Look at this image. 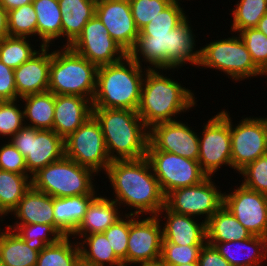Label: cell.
Wrapping results in <instances>:
<instances>
[{
  "instance_id": "12",
  "label": "cell",
  "mask_w": 267,
  "mask_h": 266,
  "mask_svg": "<svg viewBox=\"0 0 267 266\" xmlns=\"http://www.w3.org/2000/svg\"><path fill=\"white\" fill-rule=\"evenodd\" d=\"M146 157L165 196L174 189L196 185L207 177L198 160L160 150H147Z\"/></svg>"
},
{
  "instance_id": "10",
  "label": "cell",
  "mask_w": 267,
  "mask_h": 266,
  "mask_svg": "<svg viewBox=\"0 0 267 266\" xmlns=\"http://www.w3.org/2000/svg\"><path fill=\"white\" fill-rule=\"evenodd\" d=\"M9 141L25 157L31 176L64 156V140L53 130L24 126Z\"/></svg>"
},
{
  "instance_id": "7",
  "label": "cell",
  "mask_w": 267,
  "mask_h": 266,
  "mask_svg": "<svg viewBox=\"0 0 267 266\" xmlns=\"http://www.w3.org/2000/svg\"><path fill=\"white\" fill-rule=\"evenodd\" d=\"M96 173L63 156L31 177L32 187L52 197L97 195L93 185Z\"/></svg>"
},
{
  "instance_id": "16",
  "label": "cell",
  "mask_w": 267,
  "mask_h": 266,
  "mask_svg": "<svg viewBox=\"0 0 267 266\" xmlns=\"http://www.w3.org/2000/svg\"><path fill=\"white\" fill-rule=\"evenodd\" d=\"M161 219L158 215H150L141 220L139 216L130 214L126 266L160 260L163 239Z\"/></svg>"
},
{
  "instance_id": "35",
  "label": "cell",
  "mask_w": 267,
  "mask_h": 266,
  "mask_svg": "<svg viewBox=\"0 0 267 266\" xmlns=\"http://www.w3.org/2000/svg\"><path fill=\"white\" fill-rule=\"evenodd\" d=\"M6 226L15 231V233L25 241L27 246L39 252L47 245L55 244L64 237L54 226L48 224Z\"/></svg>"
},
{
  "instance_id": "51",
  "label": "cell",
  "mask_w": 267,
  "mask_h": 266,
  "mask_svg": "<svg viewBox=\"0 0 267 266\" xmlns=\"http://www.w3.org/2000/svg\"><path fill=\"white\" fill-rule=\"evenodd\" d=\"M255 28L267 36V13L260 19Z\"/></svg>"
},
{
  "instance_id": "44",
  "label": "cell",
  "mask_w": 267,
  "mask_h": 266,
  "mask_svg": "<svg viewBox=\"0 0 267 266\" xmlns=\"http://www.w3.org/2000/svg\"><path fill=\"white\" fill-rule=\"evenodd\" d=\"M242 185L248 189L267 195V154L247 164L239 171Z\"/></svg>"
},
{
  "instance_id": "26",
  "label": "cell",
  "mask_w": 267,
  "mask_h": 266,
  "mask_svg": "<svg viewBox=\"0 0 267 266\" xmlns=\"http://www.w3.org/2000/svg\"><path fill=\"white\" fill-rule=\"evenodd\" d=\"M96 196L53 197L55 228L63 236H71L83 220L90 202Z\"/></svg>"
},
{
  "instance_id": "33",
  "label": "cell",
  "mask_w": 267,
  "mask_h": 266,
  "mask_svg": "<svg viewBox=\"0 0 267 266\" xmlns=\"http://www.w3.org/2000/svg\"><path fill=\"white\" fill-rule=\"evenodd\" d=\"M30 174H18L0 169V213L3 217L10 214L23 195L32 186Z\"/></svg>"
},
{
  "instance_id": "4",
  "label": "cell",
  "mask_w": 267,
  "mask_h": 266,
  "mask_svg": "<svg viewBox=\"0 0 267 266\" xmlns=\"http://www.w3.org/2000/svg\"><path fill=\"white\" fill-rule=\"evenodd\" d=\"M92 115L100 124L111 161L140 159L146 156L149 128L137 111L93 108Z\"/></svg>"
},
{
  "instance_id": "30",
  "label": "cell",
  "mask_w": 267,
  "mask_h": 266,
  "mask_svg": "<svg viewBox=\"0 0 267 266\" xmlns=\"http://www.w3.org/2000/svg\"><path fill=\"white\" fill-rule=\"evenodd\" d=\"M39 251L26 245L15 231L0 229V262L4 266H36Z\"/></svg>"
},
{
  "instance_id": "24",
  "label": "cell",
  "mask_w": 267,
  "mask_h": 266,
  "mask_svg": "<svg viewBox=\"0 0 267 266\" xmlns=\"http://www.w3.org/2000/svg\"><path fill=\"white\" fill-rule=\"evenodd\" d=\"M11 214L18 220L13 225L48 224L55 227L53 197L32 186Z\"/></svg>"
},
{
  "instance_id": "41",
  "label": "cell",
  "mask_w": 267,
  "mask_h": 266,
  "mask_svg": "<svg viewBox=\"0 0 267 266\" xmlns=\"http://www.w3.org/2000/svg\"><path fill=\"white\" fill-rule=\"evenodd\" d=\"M203 246H180L168 241H162L160 260L166 266L186 265L198 262Z\"/></svg>"
},
{
  "instance_id": "11",
  "label": "cell",
  "mask_w": 267,
  "mask_h": 266,
  "mask_svg": "<svg viewBox=\"0 0 267 266\" xmlns=\"http://www.w3.org/2000/svg\"><path fill=\"white\" fill-rule=\"evenodd\" d=\"M206 122L199 136L198 162L201 170L211 177L223 165L232 168L230 114L223 109Z\"/></svg>"
},
{
  "instance_id": "9",
  "label": "cell",
  "mask_w": 267,
  "mask_h": 266,
  "mask_svg": "<svg viewBox=\"0 0 267 266\" xmlns=\"http://www.w3.org/2000/svg\"><path fill=\"white\" fill-rule=\"evenodd\" d=\"M64 156L96 174L107 171L111 160L100 124L93 115L64 139Z\"/></svg>"
},
{
  "instance_id": "20",
  "label": "cell",
  "mask_w": 267,
  "mask_h": 266,
  "mask_svg": "<svg viewBox=\"0 0 267 266\" xmlns=\"http://www.w3.org/2000/svg\"><path fill=\"white\" fill-rule=\"evenodd\" d=\"M50 64L49 46H40L28 61L14 69L18 99L48 91Z\"/></svg>"
},
{
  "instance_id": "23",
  "label": "cell",
  "mask_w": 267,
  "mask_h": 266,
  "mask_svg": "<svg viewBox=\"0 0 267 266\" xmlns=\"http://www.w3.org/2000/svg\"><path fill=\"white\" fill-rule=\"evenodd\" d=\"M208 244L214 246L231 266H261L267 258V238L262 236L252 235L242 241Z\"/></svg>"
},
{
  "instance_id": "3",
  "label": "cell",
  "mask_w": 267,
  "mask_h": 266,
  "mask_svg": "<svg viewBox=\"0 0 267 266\" xmlns=\"http://www.w3.org/2000/svg\"><path fill=\"white\" fill-rule=\"evenodd\" d=\"M160 72L146 70L141 87L137 113L149 129L157 123L175 121L178 114L197 105L192 90Z\"/></svg>"
},
{
  "instance_id": "22",
  "label": "cell",
  "mask_w": 267,
  "mask_h": 266,
  "mask_svg": "<svg viewBox=\"0 0 267 266\" xmlns=\"http://www.w3.org/2000/svg\"><path fill=\"white\" fill-rule=\"evenodd\" d=\"M92 101L82 96L55 95L53 131L63 140L92 116Z\"/></svg>"
},
{
  "instance_id": "48",
  "label": "cell",
  "mask_w": 267,
  "mask_h": 266,
  "mask_svg": "<svg viewBox=\"0 0 267 266\" xmlns=\"http://www.w3.org/2000/svg\"><path fill=\"white\" fill-rule=\"evenodd\" d=\"M198 264L199 266H231L215 247L208 243L201 248Z\"/></svg>"
},
{
  "instance_id": "38",
  "label": "cell",
  "mask_w": 267,
  "mask_h": 266,
  "mask_svg": "<svg viewBox=\"0 0 267 266\" xmlns=\"http://www.w3.org/2000/svg\"><path fill=\"white\" fill-rule=\"evenodd\" d=\"M8 32L12 37L37 36V17L33 3L8 11Z\"/></svg>"
},
{
  "instance_id": "8",
  "label": "cell",
  "mask_w": 267,
  "mask_h": 266,
  "mask_svg": "<svg viewBox=\"0 0 267 266\" xmlns=\"http://www.w3.org/2000/svg\"><path fill=\"white\" fill-rule=\"evenodd\" d=\"M200 62L198 67L217 69L227 74L236 83L249 77L263 76L264 74L256 67L251 59L241 37H232L214 40L204 47H200Z\"/></svg>"
},
{
  "instance_id": "37",
  "label": "cell",
  "mask_w": 267,
  "mask_h": 266,
  "mask_svg": "<svg viewBox=\"0 0 267 266\" xmlns=\"http://www.w3.org/2000/svg\"><path fill=\"white\" fill-rule=\"evenodd\" d=\"M29 42L27 37H5L0 41V61L12 69L18 68L38 52Z\"/></svg>"
},
{
  "instance_id": "53",
  "label": "cell",
  "mask_w": 267,
  "mask_h": 266,
  "mask_svg": "<svg viewBox=\"0 0 267 266\" xmlns=\"http://www.w3.org/2000/svg\"><path fill=\"white\" fill-rule=\"evenodd\" d=\"M178 266H199L198 262H194V263H189L186 265H178Z\"/></svg>"
},
{
  "instance_id": "14",
  "label": "cell",
  "mask_w": 267,
  "mask_h": 266,
  "mask_svg": "<svg viewBox=\"0 0 267 266\" xmlns=\"http://www.w3.org/2000/svg\"><path fill=\"white\" fill-rule=\"evenodd\" d=\"M231 164L236 172L267 154V118L246 117L233 125L230 117Z\"/></svg>"
},
{
  "instance_id": "47",
  "label": "cell",
  "mask_w": 267,
  "mask_h": 266,
  "mask_svg": "<svg viewBox=\"0 0 267 266\" xmlns=\"http://www.w3.org/2000/svg\"><path fill=\"white\" fill-rule=\"evenodd\" d=\"M18 99L14 69L0 61V101Z\"/></svg>"
},
{
  "instance_id": "2",
  "label": "cell",
  "mask_w": 267,
  "mask_h": 266,
  "mask_svg": "<svg viewBox=\"0 0 267 266\" xmlns=\"http://www.w3.org/2000/svg\"><path fill=\"white\" fill-rule=\"evenodd\" d=\"M189 23L190 21L186 18L168 33L139 34L128 55L141 67L142 62L149 63L146 67L149 70L162 69L165 72L167 69L181 68L188 62L198 67L200 50L195 48V35Z\"/></svg>"
},
{
  "instance_id": "49",
  "label": "cell",
  "mask_w": 267,
  "mask_h": 266,
  "mask_svg": "<svg viewBox=\"0 0 267 266\" xmlns=\"http://www.w3.org/2000/svg\"><path fill=\"white\" fill-rule=\"evenodd\" d=\"M8 36V11L0 4V41Z\"/></svg>"
},
{
  "instance_id": "32",
  "label": "cell",
  "mask_w": 267,
  "mask_h": 266,
  "mask_svg": "<svg viewBox=\"0 0 267 266\" xmlns=\"http://www.w3.org/2000/svg\"><path fill=\"white\" fill-rule=\"evenodd\" d=\"M20 100L25 102L23 109L25 126L53 130L55 94L47 91L31 94L22 97Z\"/></svg>"
},
{
  "instance_id": "28",
  "label": "cell",
  "mask_w": 267,
  "mask_h": 266,
  "mask_svg": "<svg viewBox=\"0 0 267 266\" xmlns=\"http://www.w3.org/2000/svg\"><path fill=\"white\" fill-rule=\"evenodd\" d=\"M251 236L224 205L206 222V243L242 241Z\"/></svg>"
},
{
  "instance_id": "27",
  "label": "cell",
  "mask_w": 267,
  "mask_h": 266,
  "mask_svg": "<svg viewBox=\"0 0 267 266\" xmlns=\"http://www.w3.org/2000/svg\"><path fill=\"white\" fill-rule=\"evenodd\" d=\"M58 3L62 14V37L67 38L62 46H70L82 33L87 22L96 14L97 2L94 0H58Z\"/></svg>"
},
{
  "instance_id": "19",
  "label": "cell",
  "mask_w": 267,
  "mask_h": 266,
  "mask_svg": "<svg viewBox=\"0 0 267 266\" xmlns=\"http://www.w3.org/2000/svg\"><path fill=\"white\" fill-rule=\"evenodd\" d=\"M96 15L109 31L110 36L128 54L139 36L129 0L98 1Z\"/></svg>"
},
{
  "instance_id": "15",
  "label": "cell",
  "mask_w": 267,
  "mask_h": 266,
  "mask_svg": "<svg viewBox=\"0 0 267 266\" xmlns=\"http://www.w3.org/2000/svg\"><path fill=\"white\" fill-rule=\"evenodd\" d=\"M69 47L97 67L116 63L127 55L110 36L96 14L87 22L82 33Z\"/></svg>"
},
{
  "instance_id": "43",
  "label": "cell",
  "mask_w": 267,
  "mask_h": 266,
  "mask_svg": "<svg viewBox=\"0 0 267 266\" xmlns=\"http://www.w3.org/2000/svg\"><path fill=\"white\" fill-rule=\"evenodd\" d=\"M124 215L125 219L124 217H121L103 233L109 241L114 254L122 261L123 265L126 266L128 237L130 231V214L127 213Z\"/></svg>"
},
{
  "instance_id": "29",
  "label": "cell",
  "mask_w": 267,
  "mask_h": 266,
  "mask_svg": "<svg viewBox=\"0 0 267 266\" xmlns=\"http://www.w3.org/2000/svg\"><path fill=\"white\" fill-rule=\"evenodd\" d=\"M79 241L81 266H124L104 233L81 236Z\"/></svg>"
},
{
  "instance_id": "42",
  "label": "cell",
  "mask_w": 267,
  "mask_h": 266,
  "mask_svg": "<svg viewBox=\"0 0 267 266\" xmlns=\"http://www.w3.org/2000/svg\"><path fill=\"white\" fill-rule=\"evenodd\" d=\"M0 101V135L11 138L25 126L24 111L20 110V100Z\"/></svg>"
},
{
  "instance_id": "6",
  "label": "cell",
  "mask_w": 267,
  "mask_h": 266,
  "mask_svg": "<svg viewBox=\"0 0 267 266\" xmlns=\"http://www.w3.org/2000/svg\"><path fill=\"white\" fill-rule=\"evenodd\" d=\"M97 68L69 46L51 51L48 91L55 95L82 96L92 101Z\"/></svg>"
},
{
  "instance_id": "13",
  "label": "cell",
  "mask_w": 267,
  "mask_h": 266,
  "mask_svg": "<svg viewBox=\"0 0 267 266\" xmlns=\"http://www.w3.org/2000/svg\"><path fill=\"white\" fill-rule=\"evenodd\" d=\"M212 180L207 176L196 185L172 190L165 196V206L177 214L205 216L206 223L224 204V194Z\"/></svg>"
},
{
  "instance_id": "18",
  "label": "cell",
  "mask_w": 267,
  "mask_h": 266,
  "mask_svg": "<svg viewBox=\"0 0 267 266\" xmlns=\"http://www.w3.org/2000/svg\"><path fill=\"white\" fill-rule=\"evenodd\" d=\"M147 150H160L198 160L199 135L180 120L157 123L149 129Z\"/></svg>"
},
{
  "instance_id": "1",
  "label": "cell",
  "mask_w": 267,
  "mask_h": 266,
  "mask_svg": "<svg viewBox=\"0 0 267 266\" xmlns=\"http://www.w3.org/2000/svg\"><path fill=\"white\" fill-rule=\"evenodd\" d=\"M104 173L111 182L115 193L113 200L119 207L128 205L130 209H135L129 214L158 215L165 206V195L146 156L113 160Z\"/></svg>"
},
{
  "instance_id": "52",
  "label": "cell",
  "mask_w": 267,
  "mask_h": 266,
  "mask_svg": "<svg viewBox=\"0 0 267 266\" xmlns=\"http://www.w3.org/2000/svg\"><path fill=\"white\" fill-rule=\"evenodd\" d=\"M139 266H166V265L161 260H157L153 262L140 263Z\"/></svg>"
},
{
  "instance_id": "39",
  "label": "cell",
  "mask_w": 267,
  "mask_h": 266,
  "mask_svg": "<svg viewBox=\"0 0 267 266\" xmlns=\"http://www.w3.org/2000/svg\"><path fill=\"white\" fill-rule=\"evenodd\" d=\"M183 10L179 1L172 2L161 11V14H158L149 24L144 26L139 31V34H161L170 32L188 18L186 12Z\"/></svg>"
},
{
  "instance_id": "17",
  "label": "cell",
  "mask_w": 267,
  "mask_h": 266,
  "mask_svg": "<svg viewBox=\"0 0 267 266\" xmlns=\"http://www.w3.org/2000/svg\"><path fill=\"white\" fill-rule=\"evenodd\" d=\"M223 205L252 235L267 238V195L241 184L229 194L224 192Z\"/></svg>"
},
{
  "instance_id": "50",
  "label": "cell",
  "mask_w": 267,
  "mask_h": 266,
  "mask_svg": "<svg viewBox=\"0 0 267 266\" xmlns=\"http://www.w3.org/2000/svg\"><path fill=\"white\" fill-rule=\"evenodd\" d=\"M33 0H0V4L7 10H13L23 5L32 3Z\"/></svg>"
},
{
  "instance_id": "36",
  "label": "cell",
  "mask_w": 267,
  "mask_h": 266,
  "mask_svg": "<svg viewBox=\"0 0 267 266\" xmlns=\"http://www.w3.org/2000/svg\"><path fill=\"white\" fill-rule=\"evenodd\" d=\"M232 9L231 31L237 34L247 28H255L267 13V0H240Z\"/></svg>"
},
{
  "instance_id": "25",
  "label": "cell",
  "mask_w": 267,
  "mask_h": 266,
  "mask_svg": "<svg viewBox=\"0 0 267 266\" xmlns=\"http://www.w3.org/2000/svg\"><path fill=\"white\" fill-rule=\"evenodd\" d=\"M96 196L89 204L83 220L76 231L71 235L75 237L86 236L94 233H103L123 215L118 209L119 205L112 199ZM121 214V215H120Z\"/></svg>"
},
{
  "instance_id": "5",
  "label": "cell",
  "mask_w": 267,
  "mask_h": 266,
  "mask_svg": "<svg viewBox=\"0 0 267 266\" xmlns=\"http://www.w3.org/2000/svg\"><path fill=\"white\" fill-rule=\"evenodd\" d=\"M145 70L148 69H143L128 54L116 63L99 66L92 107L137 111Z\"/></svg>"
},
{
  "instance_id": "34",
  "label": "cell",
  "mask_w": 267,
  "mask_h": 266,
  "mask_svg": "<svg viewBox=\"0 0 267 266\" xmlns=\"http://www.w3.org/2000/svg\"><path fill=\"white\" fill-rule=\"evenodd\" d=\"M64 236L55 244L47 245L39 252L36 266H81L78 241ZM72 243V244H71Z\"/></svg>"
},
{
  "instance_id": "46",
  "label": "cell",
  "mask_w": 267,
  "mask_h": 266,
  "mask_svg": "<svg viewBox=\"0 0 267 266\" xmlns=\"http://www.w3.org/2000/svg\"><path fill=\"white\" fill-rule=\"evenodd\" d=\"M0 169L18 174H29L25 157L10 141L0 146Z\"/></svg>"
},
{
  "instance_id": "31",
  "label": "cell",
  "mask_w": 267,
  "mask_h": 266,
  "mask_svg": "<svg viewBox=\"0 0 267 266\" xmlns=\"http://www.w3.org/2000/svg\"><path fill=\"white\" fill-rule=\"evenodd\" d=\"M40 46H49L62 37V14L58 0H33Z\"/></svg>"
},
{
  "instance_id": "45",
  "label": "cell",
  "mask_w": 267,
  "mask_h": 266,
  "mask_svg": "<svg viewBox=\"0 0 267 266\" xmlns=\"http://www.w3.org/2000/svg\"><path fill=\"white\" fill-rule=\"evenodd\" d=\"M132 17L136 28L140 31L144 26L150 23L158 14H161L171 0H129Z\"/></svg>"
},
{
  "instance_id": "40",
  "label": "cell",
  "mask_w": 267,
  "mask_h": 266,
  "mask_svg": "<svg viewBox=\"0 0 267 266\" xmlns=\"http://www.w3.org/2000/svg\"><path fill=\"white\" fill-rule=\"evenodd\" d=\"M250 52L256 67L267 76V36L256 28H247L238 34Z\"/></svg>"
},
{
  "instance_id": "21",
  "label": "cell",
  "mask_w": 267,
  "mask_h": 266,
  "mask_svg": "<svg viewBox=\"0 0 267 266\" xmlns=\"http://www.w3.org/2000/svg\"><path fill=\"white\" fill-rule=\"evenodd\" d=\"M165 212V215L164 213ZM164 215L165 223L162 225V241H168L180 246H203L206 243V223L197 222L195 217L177 214L164 206L158 217Z\"/></svg>"
}]
</instances>
